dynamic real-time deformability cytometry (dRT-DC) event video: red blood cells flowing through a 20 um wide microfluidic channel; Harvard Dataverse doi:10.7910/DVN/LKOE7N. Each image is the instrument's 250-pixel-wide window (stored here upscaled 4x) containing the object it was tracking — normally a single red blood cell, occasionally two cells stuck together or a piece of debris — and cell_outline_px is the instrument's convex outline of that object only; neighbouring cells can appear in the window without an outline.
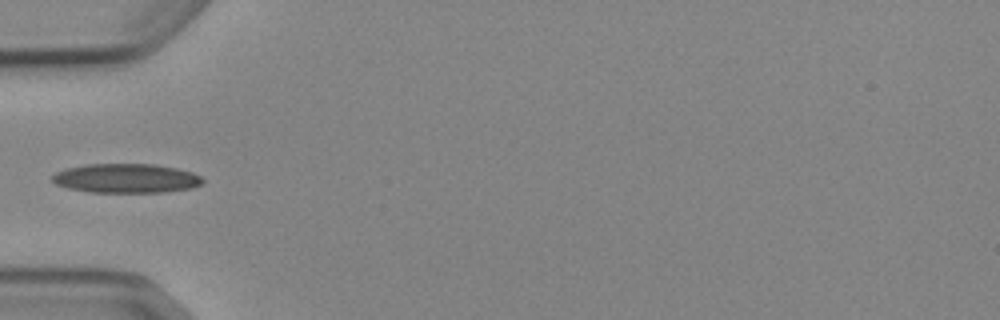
{"species": "Egyptian fruit bat (a non-hibernating species)", "species_latin": "Rousettus aegyptiacus", "temperature_condition": "cold", "stored_images_in_passage": 4, "camera_frame_rate_fps": 3000, "um_per_image_px": 0.085, "animal": {"sex": "female"}, "frame": {"image": 1, "passage_image": 3, "time_ms": 2.333, "image_size_px": [1000, 320], "cell_outline_px": [[204, 180], [200, 184], [192, 188], [164, 192], [92, 192], [68, 188], [56, 184], [52, 180], [52, 176], [56, 172], [64, 168], [88, 164], [152, 164], [176, 168], [192, 172], [200, 176]], "centroid_in_image_um": [10.71, 15.15], "position_along_channel_um": 74.3, "area_um2": 25.55}}
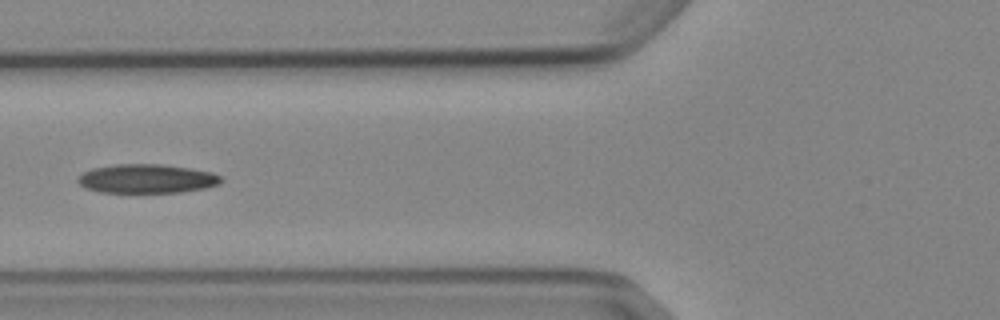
{"frame": {"image": 2, "passage_image": 4, "time_ms": 3.333, "image_size_px": [1000, 320], "cell_outline_px": [[224, 180], [220, 184], [208, 188], [180, 192], [100, 192], [84, 188], [76, 180], [84, 172], [92, 168], [116, 164], [160, 164], [188, 168], [212, 172], [220, 176]], "centroid_in_image_um": [12.5, 15.19], "position_along_channel_um": 113.3, "area_um2": 24.22}}